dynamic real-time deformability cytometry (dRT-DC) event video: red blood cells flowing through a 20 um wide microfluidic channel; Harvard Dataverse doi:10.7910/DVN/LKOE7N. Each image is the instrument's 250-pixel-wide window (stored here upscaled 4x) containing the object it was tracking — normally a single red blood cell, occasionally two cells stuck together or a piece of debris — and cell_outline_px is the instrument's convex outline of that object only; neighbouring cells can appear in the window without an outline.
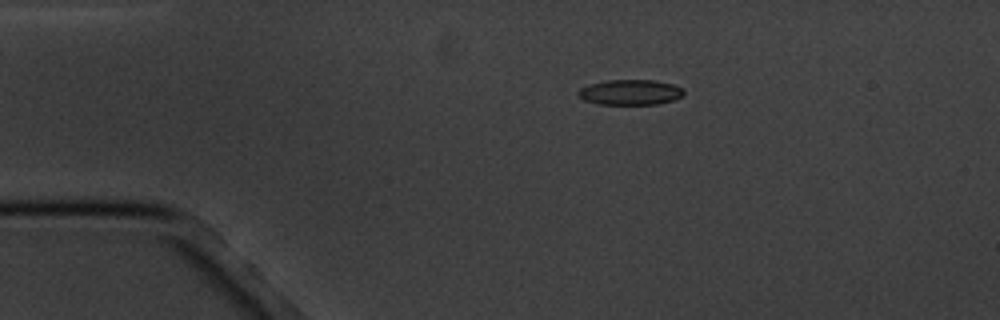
{"species": "common noctule bat (a hibernating species)", "species_latin": "Nyctalus noctula", "temperature_condition": "cold", "stored_images_in_passage": 16, "camera_frame_rate_fps": 3000, "um_per_image_px": 0.085, "animal": {"sex": "male", "body_mass_g": 20.1, "forearm_length_mm": 53.5}, "frame": {"image": 1, "passage_image": 3, "time_ms": 2.333, "image_size_px": [1000, 320], "cell_outline_px": [[684, 92], [680, 96], [672, 100], [656, 104], [596, 104], [584, 100], [576, 92], [580, 88], [588, 84], [608, 80], [652, 80], [672, 84], [684, 88]], "centroid_in_image_um": [53.53, 7.84], "position_along_channel_um": 31.5, "area_um2": 15.49}}
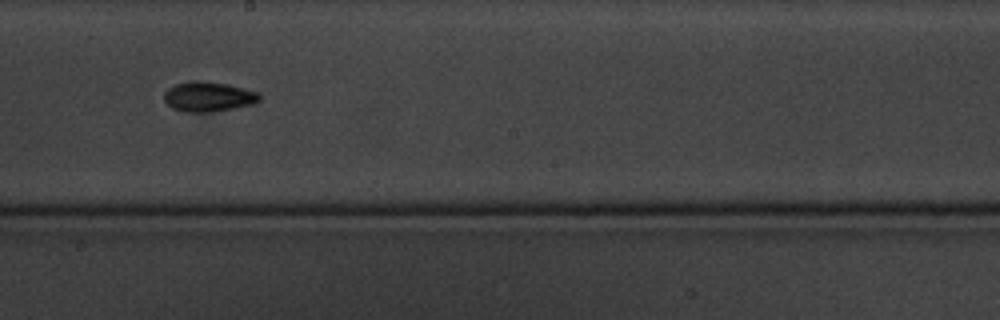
{"frame": {"image": 2, "passage_image": 9, "time_ms": 9.333, "image_size_px": [1000, 320], "cell_outline_px": [[260, 100], [252, 104], [212, 112], [184, 112], [172, 108], [164, 100], [164, 92], [172, 84], [192, 80], [200, 80], [228, 84], [244, 88], [256, 92], [260, 96]], "centroid_in_image_um": [17.66, 8.2], "position_along_channel_um": 230.5, "area_um2": 16.7}}
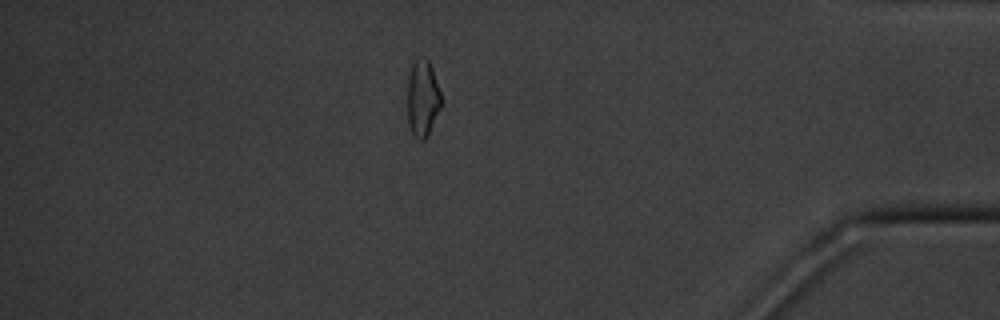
{"frame": {"image": 3, "passage_image": 14, "time_ms": 15.333, "image_size_px": [1000, 320], "cell_outline_px": [[440, 108], [428, 136], [424, 140], [420, 140], [412, 136], [408, 124], [408, 76], [412, 64], [416, 60], [424, 56], [428, 60], [432, 68], [440, 92]], "centroid_in_image_um": [35.9, 8.39], "position_along_channel_um": 399.3, "area_um2": 15.03}, "authors_computed_cell_mechanics": {"area_um2": 15.4904, "velocity_mm_per_s": 3.4432, "shape_relaxation_time_tau1_ms": 3.7648, "shape_relaxation_time_tau2_ms": null, "deformation_change_tau1": 0.1062, "deformation_change_tau2": null}}